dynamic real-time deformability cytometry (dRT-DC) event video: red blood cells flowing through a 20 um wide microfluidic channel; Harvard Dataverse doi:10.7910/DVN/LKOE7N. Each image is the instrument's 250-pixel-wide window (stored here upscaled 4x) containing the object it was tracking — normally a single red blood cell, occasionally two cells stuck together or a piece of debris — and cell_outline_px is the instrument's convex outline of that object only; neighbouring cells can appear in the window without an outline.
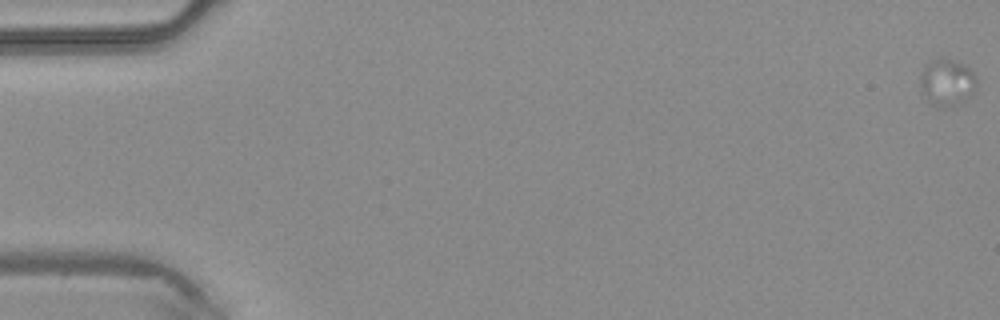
{"species": "common noctule bat (a hibernating species)", "species_latin": "Nyctalus noctula", "temperature_condition": "warm", "stored_images_in_passage": 19, "camera_frame_rate_fps": 3000, "um_per_image_px": 0.085, "animal": {"sex": "male", "body_mass_g": 20.4}, "frame": {"image": 1, "passage_image": 1, "time_ms": 0.0, "image_size_px": [1000, 320], "cell_outline_px": [[976, 92], [964, 100], [944, 108], [932, 104], [924, 92], [920, 84], [920, 76], [924, 64], [940, 56], [964, 64], [976, 76]], "centroid_in_image_um": [80.5, 6.96], "position_along_channel_um": 4.5, "area_um2": 15.32}}
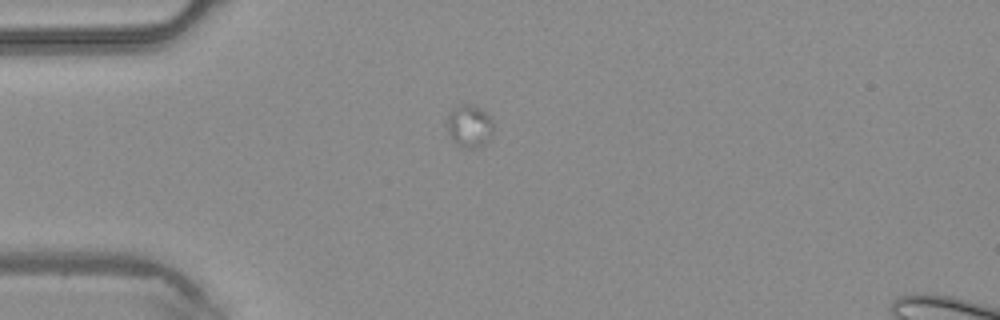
{"frame": {"image": 2, "passage_image": 14, "time_ms": 4.333, "image_size_px": [1000, 320], "cell_outline_px": [[492, 132], [488, 140], [484, 144], [476, 148], [460, 148], [452, 140], [448, 128], [448, 112], [460, 104], [468, 104], [484, 112], [492, 120]], "centroid_in_image_um": [39.87, 10.75], "position_along_channel_um": 45.1, "area_um2": 11.21}}